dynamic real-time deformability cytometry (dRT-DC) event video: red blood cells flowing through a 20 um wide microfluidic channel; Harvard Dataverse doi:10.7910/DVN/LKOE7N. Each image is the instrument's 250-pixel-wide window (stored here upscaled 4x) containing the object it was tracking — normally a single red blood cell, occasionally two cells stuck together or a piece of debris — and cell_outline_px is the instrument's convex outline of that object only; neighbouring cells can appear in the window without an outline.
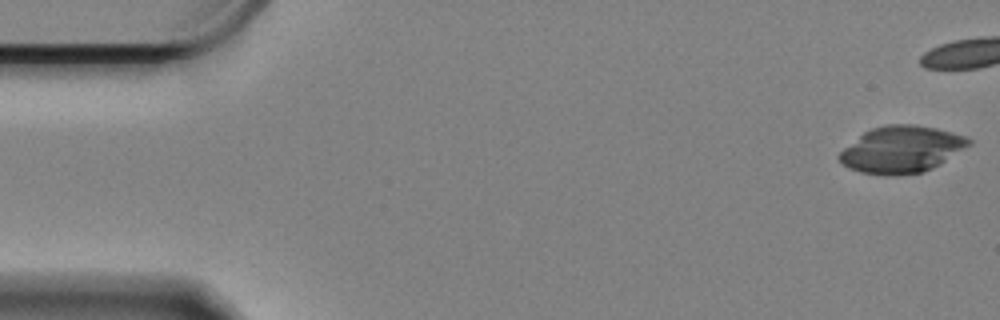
{"species": "Egyptian fruit bat (a non-hibernating species)", "species_latin": "Rousettus aegyptiacus", "temperature_condition": "cold", "stored_images_in_passage": 46, "camera_frame_rate_fps": 3000, "um_per_image_px": 0.085, "animal": {"sex": "female"}, "frame": {"image": 1, "passage_image": 1, "time_ms": 0.0, "image_size_px": [1000, 320], "cell_outline_px": [[972, 144], [940, 164], [932, 168], [920, 172], [896, 176], [888, 176], [860, 172], [848, 168], [836, 156], [844, 148], [864, 132], [872, 128], [888, 124], [912, 124], [936, 128], [968, 136], [972, 140]], "centroid_in_image_um": [76.65, 12.7], "position_along_channel_um": 8.4, "area_um2": 35.32}}